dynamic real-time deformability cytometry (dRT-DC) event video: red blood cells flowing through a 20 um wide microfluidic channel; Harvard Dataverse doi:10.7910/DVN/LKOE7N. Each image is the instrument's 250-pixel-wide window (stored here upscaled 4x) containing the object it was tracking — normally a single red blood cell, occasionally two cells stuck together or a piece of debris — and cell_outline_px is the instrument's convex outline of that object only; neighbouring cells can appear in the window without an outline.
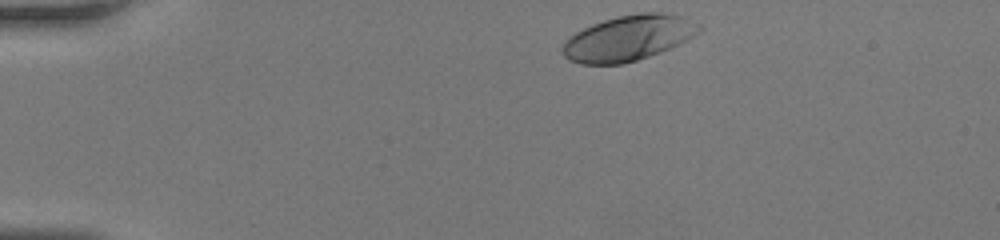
{"species": "human", "species_latin": "Homo sapiens", "temperature_condition": "room temperature", "stored_images_in_passage": 31, "camera_frame_rate_fps": 3000, "um_per_image_px": 0.085, "donor": {"sex": "female"}, "frame": {"image": 1, "passage_image": 1, "time_ms": 0.0, "image_size_px": [1000, 240], "cell_outline_px": [[704, 28], [700, 32], [660, 52], [624, 64], [580, 64], [568, 60], [564, 56], [560, 48], [568, 36], [592, 24], [604, 20], [620, 16], [640, 12], [660, 12], [680, 16], [700, 24]], "centroid_in_image_um": [53.36, 3.24], "position_along_channel_um": 31.6, "area_um2": 35.95}}
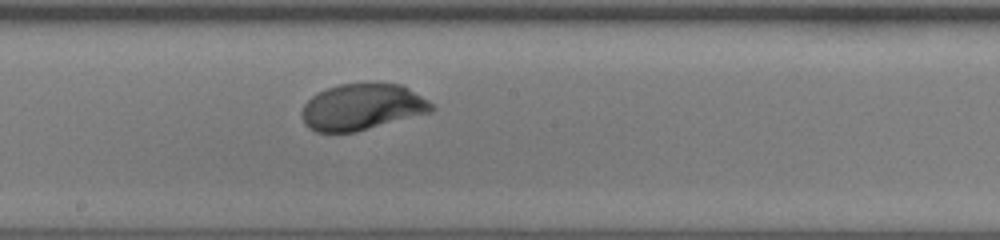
{"frame": {"image": 2, "passage_image": 18, "time_ms": 5.667, "image_size_px": [1000, 240], "cell_outline_px": [[436, 108], [432, 112], [356, 132], [316, 132], [308, 128], [304, 124], [300, 112], [304, 104], [312, 96], [328, 88], [340, 84], [372, 80], [400, 84], [408, 88], [428, 100]], "centroid_in_image_um": [30.79, 9.07], "position_along_channel_um": 217.4, "area_um2": 35.78}}
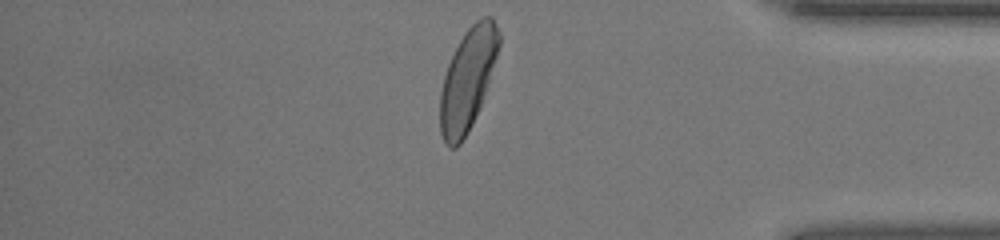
{"frame": {"image": 3, "passage_image": 31, "time_ms": 10.0, "image_size_px": [1000, 240], "cell_outline_px": [[500, 44], [488, 84], [472, 124], [468, 132], [460, 144], [456, 148], [448, 148], [444, 144], [440, 132], [440, 92], [444, 76], [448, 64], [464, 32], [480, 16], [492, 16], [500, 32]], "centroid_in_image_um": [39.74, 6.75], "position_along_channel_um": 395.5, "area_um2": 34.68}}